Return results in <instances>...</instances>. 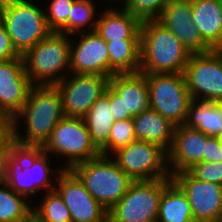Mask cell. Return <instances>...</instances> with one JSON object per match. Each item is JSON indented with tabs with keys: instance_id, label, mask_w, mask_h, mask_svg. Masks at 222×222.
<instances>
[{
	"instance_id": "8d00e7d4",
	"label": "cell",
	"mask_w": 222,
	"mask_h": 222,
	"mask_svg": "<svg viewBox=\"0 0 222 222\" xmlns=\"http://www.w3.org/2000/svg\"><path fill=\"white\" fill-rule=\"evenodd\" d=\"M205 162H222L221 137H208L205 145Z\"/></svg>"
},
{
	"instance_id": "30bf717a",
	"label": "cell",
	"mask_w": 222,
	"mask_h": 222,
	"mask_svg": "<svg viewBox=\"0 0 222 222\" xmlns=\"http://www.w3.org/2000/svg\"><path fill=\"white\" fill-rule=\"evenodd\" d=\"M114 153L113 160L133 181L172 178L167 153L153 143L136 140Z\"/></svg>"
},
{
	"instance_id": "7c38bea8",
	"label": "cell",
	"mask_w": 222,
	"mask_h": 222,
	"mask_svg": "<svg viewBox=\"0 0 222 222\" xmlns=\"http://www.w3.org/2000/svg\"><path fill=\"white\" fill-rule=\"evenodd\" d=\"M54 189L67 205L72 222H108V211L87 191L71 170L59 169Z\"/></svg>"
},
{
	"instance_id": "ab89813d",
	"label": "cell",
	"mask_w": 222,
	"mask_h": 222,
	"mask_svg": "<svg viewBox=\"0 0 222 222\" xmlns=\"http://www.w3.org/2000/svg\"><path fill=\"white\" fill-rule=\"evenodd\" d=\"M30 222H38V221L32 216Z\"/></svg>"
},
{
	"instance_id": "74e56055",
	"label": "cell",
	"mask_w": 222,
	"mask_h": 222,
	"mask_svg": "<svg viewBox=\"0 0 222 222\" xmlns=\"http://www.w3.org/2000/svg\"><path fill=\"white\" fill-rule=\"evenodd\" d=\"M110 105L115 121L124 119V106L122 99L110 88Z\"/></svg>"
},
{
	"instance_id": "60d3db41",
	"label": "cell",
	"mask_w": 222,
	"mask_h": 222,
	"mask_svg": "<svg viewBox=\"0 0 222 222\" xmlns=\"http://www.w3.org/2000/svg\"><path fill=\"white\" fill-rule=\"evenodd\" d=\"M215 222H222V216L219 217Z\"/></svg>"
},
{
	"instance_id": "e575fe53",
	"label": "cell",
	"mask_w": 222,
	"mask_h": 222,
	"mask_svg": "<svg viewBox=\"0 0 222 222\" xmlns=\"http://www.w3.org/2000/svg\"><path fill=\"white\" fill-rule=\"evenodd\" d=\"M13 149V119L0 111V163Z\"/></svg>"
},
{
	"instance_id": "d6986e66",
	"label": "cell",
	"mask_w": 222,
	"mask_h": 222,
	"mask_svg": "<svg viewBox=\"0 0 222 222\" xmlns=\"http://www.w3.org/2000/svg\"><path fill=\"white\" fill-rule=\"evenodd\" d=\"M193 23L214 49L222 48V0H191Z\"/></svg>"
},
{
	"instance_id": "603a6c76",
	"label": "cell",
	"mask_w": 222,
	"mask_h": 222,
	"mask_svg": "<svg viewBox=\"0 0 222 222\" xmlns=\"http://www.w3.org/2000/svg\"><path fill=\"white\" fill-rule=\"evenodd\" d=\"M0 177L12 190L28 199L31 194L30 148L13 147L0 163Z\"/></svg>"
},
{
	"instance_id": "d6a6232c",
	"label": "cell",
	"mask_w": 222,
	"mask_h": 222,
	"mask_svg": "<svg viewBox=\"0 0 222 222\" xmlns=\"http://www.w3.org/2000/svg\"><path fill=\"white\" fill-rule=\"evenodd\" d=\"M169 0H125L123 9L141 21L156 20Z\"/></svg>"
},
{
	"instance_id": "d4e9b609",
	"label": "cell",
	"mask_w": 222,
	"mask_h": 222,
	"mask_svg": "<svg viewBox=\"0 0 222 222\" xmlns=\"http://www.w3.org/2000/svg\"><path fill=\"white\" fill-rule=\"evenodd\" d=\"M109 57V77L114 74L140 71V39L106 41Z\"/></svg>"
},
{
	"instance_id": "5bb4252c",
	"label": "cell",
	"mask_w": 222,
	"mask_h": 222,
	"mask_svg": "<svg viewBox=\"0 0 222 222\" xmlns=\"http://www.w3.org/2000/svg\"><path fill=\"white\" fill-rule=\"evenodd\" d=\"M156 20L171 31L192 54L214 50L201 37L193 23L191 0H169Z\"/></svg>"
},
{
	"instance_id": "4fadbf2b",
	"label": "cell",
	"mask_w": 222,
	"mask_h": 222,
	"mask_svg": "<svg viewBox=\"0 0 222 222\" xmlns=\"http://www.w3.org/2000/svg\"><path fill=\"white\" fill-rule=\"evenodd\" d=\"M171 177L186 194L194 222H215L222 216V185L199 181L187 171Z\"/></svg>"
},
{
	"instance_id": "6da1fadb",
	"label": "cell",
	"mask_w": 222,
	"mask_h": 222,
	"mask_svg": "<svg viewBox=\"0 0 222 222\" xmlns=\"http://www.w3.org/2000/svg\"><path fill=\"white\" fill-rule=\"evenodd\" d=\"M63 117V105L57 87L33 85L24 106L13 117V147L40 149ZM21 118L27 126L25 136H21L17 128Z\"/></svg>"
},
{
	"instance_id": "83f0119b",
	"label": "cell",
	"mask_w": 222,
	"mask_h": 222,
	"mask_svg": "<svg viewBox=\"0 0 222 222\" xmlns=\"http://www.w3.org/2000/svg\"><path fill=\"white\" fill-rule=\"evenodd\" d=\"M38 207L32 210V216L38 222H72L67 205L55 189L45 194Z\"/></svg>"
},
{
	"instance_id": "e0dca14e",
	"label": "cell",
	"mask_w": 222,
	"mask_h": 222,
	"mask_svg": "<svg viewBox=\"0 0 222 222\" xmlns=\"http://www.w3.org/2000/svg\"><path fill=\"white\" fill-rule=\"evenodd\" d=\"M208 137L201 131L185 125L176 126L173 142L167 152V165L171 166L168 168L170 176L187 171L199 162H205V145Z\"/></svg>"
},
{
	"instance_id": "8992f818",
	"label": "cell",
	"mask_w": 222,
	"mask_h": 222,
	"mask_svg": "<svg viewBox=\"0 0 222 222\" xmlns=\"http://www.w3.org/2000/svg\"><path fill=\"white\" fill-rule=\"evenodd\" d=\"M172 178L133 181L108 211V222H157L159 203Z\"/></svg>"
},
{
	"instance_id": "ac0fdd59",
	"label": "cell",
	"mask_w": 222,
	"mask_h": 222,
	"mask_svg": "<svg viewBox=\"0 0 222 222\" xmlns=\"http://www.w3.org/2000/svg\"><path fill=\"white\" fill-rule=\"evenodd\" d=\"M108 86L122 99L124 119H132L150 108L146 75L138 73L114 74Z\"/></svg>"
},
{
	"instance_id": "9c48e42d",
	"label": "cell",
	"mask_w": 222,
	"mask_h": 222,
	"mask_svg": "<svg viewBox=\"0 0 222 222\" xmlns=\"http://www.w3.org/2000/svg\"><path fill=\"white\" fill-rule=\"evenodd\" d=\"M192 100L222 102V51L191 54L184 69Z\"/></svg>"
},
{
	"instance_id": "7a4b0ae2",
	"label": "cell",
	"mask_w": 222,
	"mask_h": 222,
	"mask_svg": "<svg viewBox=\"0 0 222 222\" xmlns=\"http://www.w3.org/2000/svg\"><path fill=\"white\" fill-rule=\"evenodd\" d=\"M192 53L157 20L140 28V73H183Z\"/></svg>"
},
{
	"instance_id": "277c9868",
	"label": "cell",
	"mask_w": 222,
	"mask_h": 222,
	"mask_svg": "<svg viewBox=\"0 0 222 222\" xmlns=\"http://www.w3.org/2000/svg\"><path fill=\"white\" fill-rule=\"evenodd\" d=\"M71 170L107 211L125 195L133 182L113 158L104 155L78 163Z\"/></svg>"
},
{
	"instance_id": "1f68e13d",
	"label": "cell",
	"mask_w": 222,
	"mask_h": 222,
	"mask_svg": "<svg viewBox=\"0 0 222 222\" xmlns=\"http://www.w3.org/2000/svg\"><path fill=\"white\" fill-rule=\"evenodd\" d=\"M136 141L133 118L115 121L109 134V153L126 147Z\"/></svg>"
},
{
	"instance_id": "cb8c5ba5",
	"label": "cell",
	"mask_w": 222,
	"mask_h": 222,
	"mask_svg": "<svg viewBox=\"0 0 222 222\" xmlns=\"http://www.w3.org/2000/svg\"><path fill=\"white\" fill-rule=\"evenodd\" d=\"M184 125L208 136L222 138V102L192 100Z\"/></svg>"
},
{
	"instance_id": "4dcf8cb0",
	"label": "cell",
	"mask_w": 222,
	"mask_h": 222,
	"mask_svg": "<svg viewBox=\"0 0 222 222\" xmlns=\"http://www.w3.org/2000/svg\"><path fill=\"white\" fill-rule=\"evenodd\" d=\"M74 2L75 0H50L45 17L48 28L52 32L68 35V18Z\"/></svg>"
},
{
	"instance_id": "f35d334b",
	"label": "cell",
	"mask_w": 222,
	"mask_h": 222,
	"mask_svg": "<svg viewBox=\"0 0 222 222\" xmlns=\"http://www.w3.org/2000/svg\"><path fill=\"white\" fill-rule=\"evenodd\" d=\"M5 0H0V18L3 10V5H4Z\"/></svg>"
},
{
	"instance_id": "52a82bcc",
	"label": "cell",
	"mask_w": 222,
	"mask_h": 222,
	"mask_svg": "<svg viewBox=\"0 0 222 222\" xmlns=\"http://www.w3.org/2000/svg\"><path fill=\"white\" fill-rule=\"evenodd\" d=\"M44 153H55L67 158L65 169L101 155L92 143L84 118L64 116L40 148Z\"/></svg>"
},
{
	"instance_id": "4316f807",
	"label": "cell",
	"mask_w": 222,
	"mask_h": 222,
	"mask_svg": "<svg viewBox=\"0 0 222 222\" xmlns=\"http://www.w3.org/2000/svg\"><path fill=\"white\" fill-rule=\"evenodd\" d=\"M32 207L25 196L12 190L0 177V221L30 222Z\"/></svg>"
},
{
	"instance_id": "d590c367",
	"label": "cell",
	"mask_w": 222,
	"mask_h": 222,
	"mask_svg": "<svg viewBox=\"0 0 222 222\" xmlns=\"http://www.w3.org/2000/svg\"><path fill=\"white\" fill-rule=\"evenodd\" d=\"M15 50L4 23L0 20V62L20 57Z\"/></svg>"
},
{
	"instance_id": "2e32d148",
	"label": "cell",
	"mask_w": 222,
	"mask_h": 222,
	"mask_svg": "<svg viewBox=\"0 0 222 222\" xmlns=\"http://www.w3.org/2000/svg\"><path fill=\"white\" fill-rule=\"evenodd\" d=\"M32 86L22 56L0 62V111L13 119L24 106Z\"/></svg>"
},
{
	"instance_id": "f1b7e54d",
	"label": "cell",
	"mask_w": 222,
	"mask_h": 222,
	"mask_svg": "<svg viewBox=\"0 0 222 222\" xmlns=\"http://www.w3.org/2000/svg\"><path fill=\"white\" fill-rule=\"evenodd\" d=\"M49 158V155L44 153L41 149L30 148L31 195L43 188L46 192L54 189L52 179L49 177L52 173L50 171L55 170L49 167Z\"/></svg>"
},
{
	"instance_id": "ffe728a7",
	"label": "cell",
	"mask_w": 222,
	"mask_h": 222,
	"mask_svg": "<svg viewBox=\"0 0 222 222\" xmlns=\"http://www.w3.org/2000/svg\"><path fill=\"white\" fill-rule=\"evenodd\" d=\"M136 140L153 143L169 151L176 126L157 111L148 108L133 117Z\"/></svg>"
},
{
	"instance_id": "8fae6325",
	"label": "cell",
	"mask_w": 222,
	"mask_h": 222,
	"mask_svg": "<svg viewBox=\"0 0 222 222\" xmlns=\"http://www.w3.org/2000/svg\"><path fill=\"white\" fill-rule=\"evenodd\" d=\"M73 75L65 77L55 86L61 95L64 116L84 118L94 102L105 92L110 77L77 73Z\"/></svg>"
},
{
	"instance_id": "3957f363",
	"label": "cell",
	"mask_w": 222,
	"mask_h": 222,
	"mask_svg": "<svg viewBox=\"0 0 222 222\" xmlns=\"http://www.w3.org/2000/svg\"><path fill=\"white\" fill-rule=\"evenodd\" d=\"M70 43L69 35L52 32L22 55L25 72L33 85H55L68 75Z\"/></svg>"
},
{
	"instance_id": "ba28073f",
	"label": "cell",
	"mask_w": 222,
	"mask_h": 222,
	"mask_svg": "<svg viewBox=\"0 0 222 222\" xmlns=\"http://www.w3.org/2000/svg\"><path fill=\"white\" fill-rule=\"evenodd\" d=\"M150 108L175 126L184 125L192 101L183 73L145 74Z\"/></svg>"
},
{
	"instance_id": "44dd1931",
	"label": "cell",
	"mask_w": 222,
	"mask_h": 222,
	"mask_svg": "<svg viewBox=\"0 0 222 222\" xmlns=\"http://www.w3.org/2000/svg\"><path fill=\"white\" fill-rule=\"evenodd\" d=\"M92 143L101 155L109 156V134L115 122L110 105V87L94 102L84 117Z\"/></svg>"
},
{
	"instance_id": "5b68a950",
	"label": "cell",
	"mask_w": 222,
	"mask_h": 222,
	"mask_svg": "<svg viewBox=\"0 0 222 222\" xmlns=\"http://www.w3.org/2000/svg\"><path fill=\"white\" fill-rule=\"evenodd\" d=\"M0 20L21 56L52 33L45 12L28 0H5Z\"/></svg>"
},
{
	"instance_id": "836d02e7",
	"label": "cell",
	"mask_w": 222,
	"mask_h": 222,
	"mask_svg": "<svg viewBox=\"0 0 222 222\" xmlns=\"http://www.w3.org/2000/svg\"><path fill=\"white\" fill-rule=\"evenodd\" d=\"M187 172L199 181L222 185V162H199Z\"/></svg>"
},
{
	"instance_id": "f546056e",
	"label": "cell",
	"mask_w": 222,
	"mask_h": 222,
	"mask_svg": "<svg viewBox=\"0 0 222 222\" xmlns=\"http://www.w3.org/2000/svg\"><path fill=\"white\" fill-rule=\"evenodd\" d=\"M96 6L92 0H75L68 18V35L85 32L86 26L95 31L97 18ZM95 19V21H94ZM93 21V22H92Z\"/></svg>"
},
{
	"instance_id": "9a60e30c",
	"label": "cell",
	"mask_w": 222,
	"mask_h": 222,
	"mask_svg": "<svg viewBox=\"0 0 222 222\" xmlns=\"http://www.w3.org/2000/svg\"><path fill=\"white\" fill-rule=\"evenodd\" d=\"M81 34L77 44L70 43L72 74H95L109 77V57L106 41L96 31Z\"/></svg>"
},
{
	"instance_id": "7402d4cb",
	"label": "cell",
	"mask_w": 222,
	"mask_h": 222,
	"mask_svg": "<svg viewBox=\"0 0 222 222\" xmlns=\"http://www.w3.org/2000/svg\"><path fill=\"white\" fill-rule=\"evenodd\" d=\"M95 31L105 41L140 39L142 21L125 9H108L97 18Z\"/></svg>"
},
{
	"instance_id": "484cf974",
	"label": "cell",
	"mask_w": 222,
	"mask_h": 222,
	"mask_svg": "<svg viewBox=\"0 0 222 222\" xmlns=\"http://www.w3.org/2000/svg\"><path fill=\"white\" fill-rule=\"evenodd\" d=\"M157 222H194L189 200L174 181L161 195Z\"/></svg>"
}]
</instances>
